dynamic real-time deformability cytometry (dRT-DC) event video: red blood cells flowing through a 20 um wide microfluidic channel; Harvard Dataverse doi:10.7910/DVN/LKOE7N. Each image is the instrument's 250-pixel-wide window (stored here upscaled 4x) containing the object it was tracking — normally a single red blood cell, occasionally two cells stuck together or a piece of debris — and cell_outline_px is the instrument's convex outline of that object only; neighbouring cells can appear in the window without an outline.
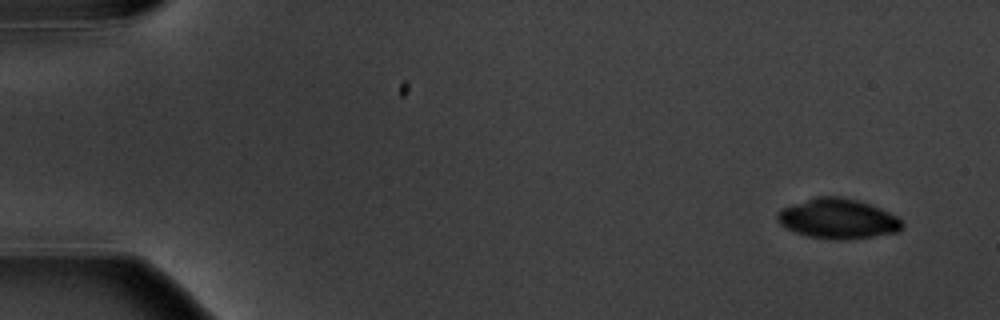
{"species": "common noctule bat (a hibernating species)", "species_latin": "Nyctalus noctula", "temperature_condition": "warm", "stored_images_in_passage": 5, "camera_frame_rate_fps": 3000, "um_per_image_px": 0.085, "animal": {"sex": "male", "body_mass_g": 20.1, "forearm_length_mm": 53.5}, "frame": {"image": 1, "passage_image": 1, "time_ms": 0.0, "image_size_px": [1000, 320], "cell_outline_px": [[904, 228], [900, 232], [872, 236], [808, 236], [796, 232], [780, 224], [776, 220], [776, 212], [780, 208], [816, 196], [840, 196], [860, 200], [872, 204], [896, 216], [904, 224]], "centroid_in_image_um": [71.21, 18.52], "position_along_channel_um": 13.8, "area_um2": 28.32}}
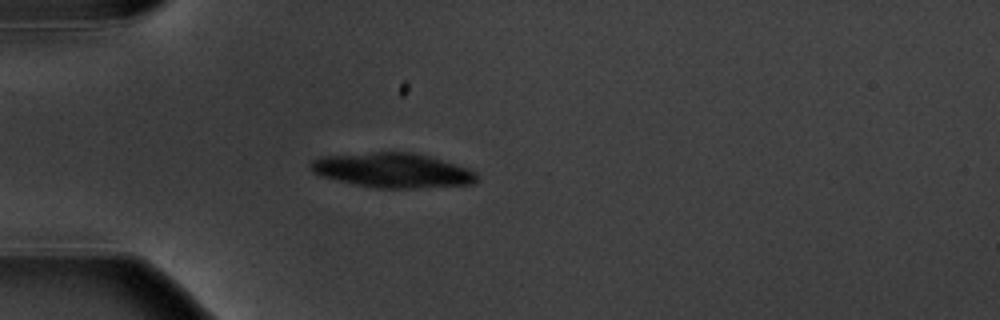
{"frame": {"image": 2, "passage_image": 4, "time_ms": 4.333, "image_size_px": [1000, 320], "cell_outline_px": [[480, 176], [472, 184], [416, 188], [376, 188], [352, 184], [320, 176], [312, 172], [308, 168], [308, 164], [312, 160], [320, 156], [376, 152], [408, 152], [428, 156], [456, 164], [468, 168], [476, 172]], "centroid_in_image_um": [33.32, 14.48], "position_along_channel_um": 51.7, "area_um2": 33.7}}